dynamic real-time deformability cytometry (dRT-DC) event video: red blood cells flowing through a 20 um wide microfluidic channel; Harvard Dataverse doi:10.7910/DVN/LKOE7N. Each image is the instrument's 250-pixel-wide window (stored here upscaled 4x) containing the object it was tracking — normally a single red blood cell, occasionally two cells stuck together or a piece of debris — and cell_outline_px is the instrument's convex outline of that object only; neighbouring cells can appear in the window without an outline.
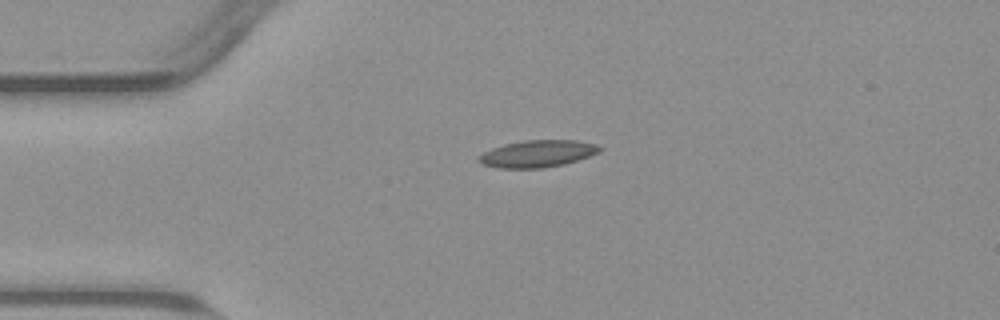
{"species": "common noctule bat (a hibernating species)", "species_latin": "Nyctalus noctula", "temperature_condition": "warm", "stored_images_in_passage": 42, "camera_frame_rate_fps": 3000, "um_per_image_px": 0.085, "animal": {"sex": "male", "body_mass_g": 23.1, "forearm_length_mm": 52.7}, "frame": {"image": 1, "passage_image": 1, "time_ms": 0.0, "image_size_px": [1000, 320], "cell_outline_px": [[604, 148], [600, 152], [564, 164], [540, 168], [496, 168], [480, 164], [476, 160], [484, 152], [492, 148], [504, 144], [524, 140], [576, 140], [596, 144]], "centroid_in_image_um": [45.67, 13.06], "position_along_channel_um": 39.3, "area_um2": 19.07}}
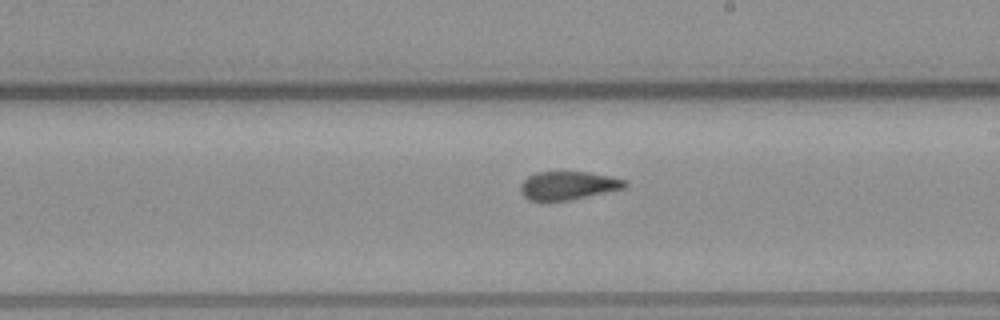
{"frame": {"image": 2, "passage_image": 19, "time_ms": 6.0, "image_size_px": [1000, 320], "cell_outline_px": [[628, 184], [624, 188], [568, 200], [528, 200], [520, 192], [520, 184], [528, 176], [536, 172], [588, 172], [608, 176], [624, 180]], "centroid_in_image_um": [48.24, 15.76], "position_along_channel_um": 240.8, "area_um2": 16.94}}
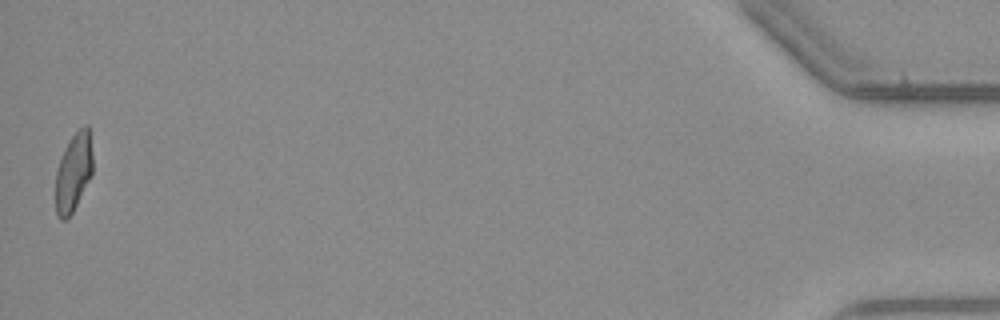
{"frame": {"image": 3, "passage_image": 42, "time_ms": 13.667, "image_size_px": [1000, 320], "cell_outline_px": [[92, 172], [72, 212], [64, 220], [60, 220], [56, 216], [56, 172], [60, 160], [72, 136], [84, 124], [88, 124], [92, 156]], "centroid_in_image_um": [6.24, 14.64], "position_along_channel_um": 429.0, "area_um2": 16.36}, "authors_computed_cell_mechanics": {"area_um2": 17.9758, "velocity_mm_per_s": 3.8072, "shape_relaxation_time_tau1_ms": null, "shape_relaxation_time_tau2_ms": 1.8956, "deformation_change_tau1": null, "deformation_change_tau2": 0.0878}}